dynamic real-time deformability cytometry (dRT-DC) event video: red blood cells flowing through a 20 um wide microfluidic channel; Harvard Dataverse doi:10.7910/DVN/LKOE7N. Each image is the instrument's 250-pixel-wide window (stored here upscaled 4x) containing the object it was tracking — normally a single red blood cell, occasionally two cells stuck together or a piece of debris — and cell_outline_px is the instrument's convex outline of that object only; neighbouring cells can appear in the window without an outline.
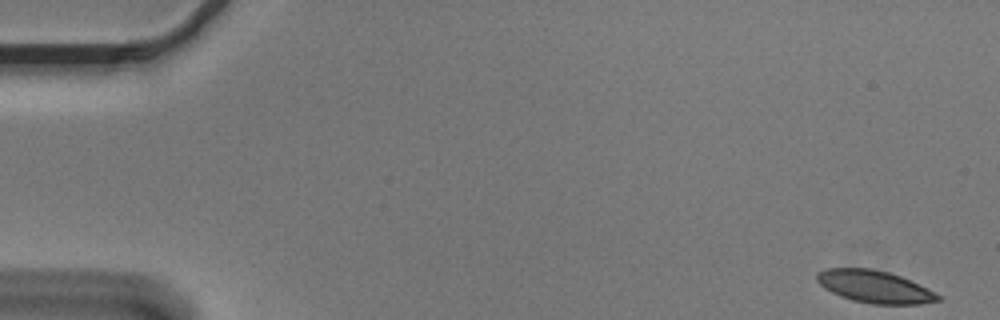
{"species": "Egyptian fruit bat (a non-hibernating species)", "species_latin": "Rousettus aegyptiacus", "temperature_condition": "cold", "stored_images_in_passage": 54, "camera_frame_rate_fps": 3000, "um_per_image_px": 0.085, "animal": {"sex": "male"}, "frame": {"image": 1, "passage_image": 1, "time_ms": 0.0, "image_size_px": [1000, 320], "cell_outline_px": [[944, 296], [940, 300], [920, 304], [872, 304], [852, 300], [840, 296], [824, 288], [816, 280], [816, 276], [820, 272], [828, 268], [872, 268], [888, 272], [900, 276]], "centroid_in_image_um": [74.35, 24.37], "position_along_channel_um": 10.6, "area_um2": 22.72}}
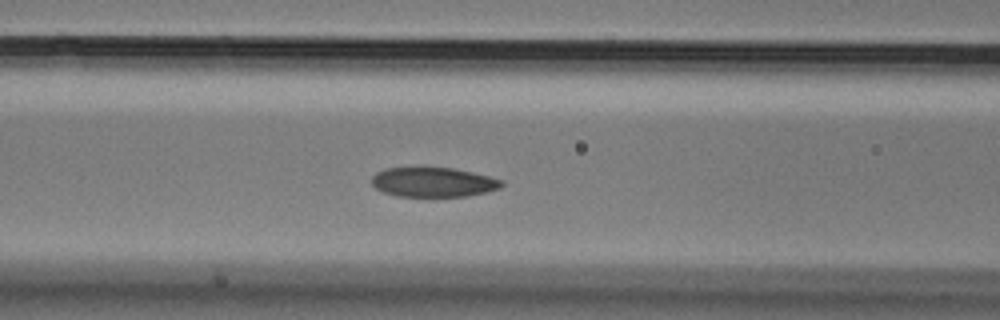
{"frame": {"image": 2, "passage_image": 22, "time_ms": 7.0, "image_size_px": [1000, 320], "cell_outline_px": [[504, 184], [500, 188], [468, 196], [432, 200], [396, 196], [384, 192], [376, 188], [372, 184], [372, 176], [376, 172], [384, 168], [416, 164], [424, 164], [452, 168], [472, 172], [504, 180]], "centroid_in_image_um": [36.77, 15.48], "position_along_channel_um": 129.8, "area_um2": 24.39}}
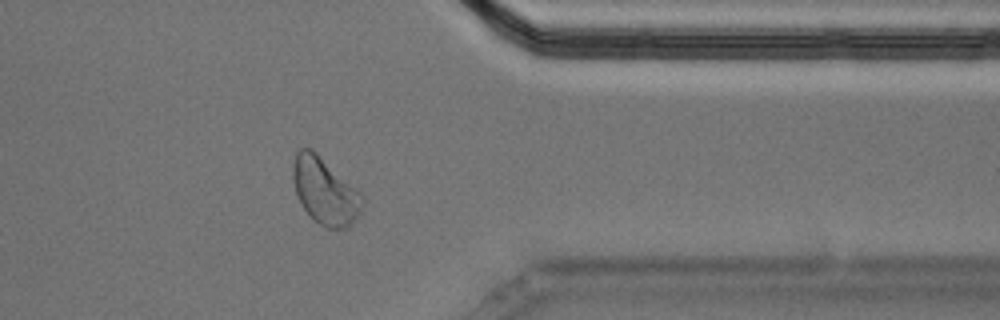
{"frame": {"image": 3, "passage_image": 44, "time_ms": 14.333, "image_size_px": [1000, 320], "cell_outline_px": [[364, 208], [348, 228], [324, 228], [312, 220], [296, 196], [292, 176], [292, 164], [296, 152], [300, 148], [308, 148], [316, 152], [364, 196]], "centroid_in_image_um": [27.61, 16.27], "position_along_channel_um": 383.8, "area_um2": 27.11}, "authors_computed_cell_mechanics": {"area_um2": 23.698, "velocity_mm_per_s": 3.6054, "shape_relaxation_time_tau1_ms": 5.8421, "shape_relaxation_time_tau2_ms": 3.0575, "deformation_change_tau1": 0.1293, "deformation_change_tau2": 0.069}}